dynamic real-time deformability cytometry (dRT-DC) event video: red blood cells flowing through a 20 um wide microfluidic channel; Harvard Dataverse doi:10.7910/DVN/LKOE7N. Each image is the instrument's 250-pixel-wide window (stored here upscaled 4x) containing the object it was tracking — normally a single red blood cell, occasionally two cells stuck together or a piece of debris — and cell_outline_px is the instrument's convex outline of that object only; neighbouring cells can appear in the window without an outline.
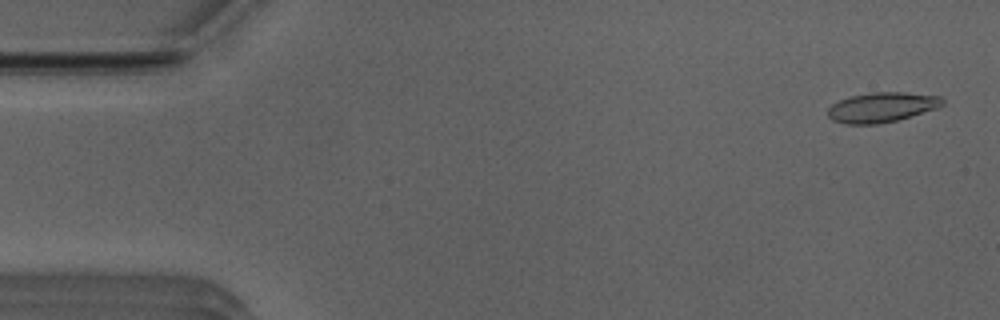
{"species": "Egyptian fruit bat (a non-hibernating species)", "species_latin": "Rousettus aegyptiacus", "temperature_condition": "room temperature", "stored_images_in_passage": 51, "camera_frame_rate_fps": 3000, "um_per_image_px": 0.085, "animal": {"sex": "male"}, "frame": {"image": 1, "passage_image": 2, "time_ms": 0.333, "image_size_px": [1000, 320], "cell_outline_px": [[944, 104], [936, 108], [896, 120], [876, 124], [844, 124], [832, 120], [828, 116], [828, 108], [832, 104], [840, 100], [852, 96], [872, 92], [904, 92], [940, 96], [944, 100]], "centroid_in_image_um": [74.93, 9.11], "position_along_channel_um": 10.1, "area_um2": 19.77}}
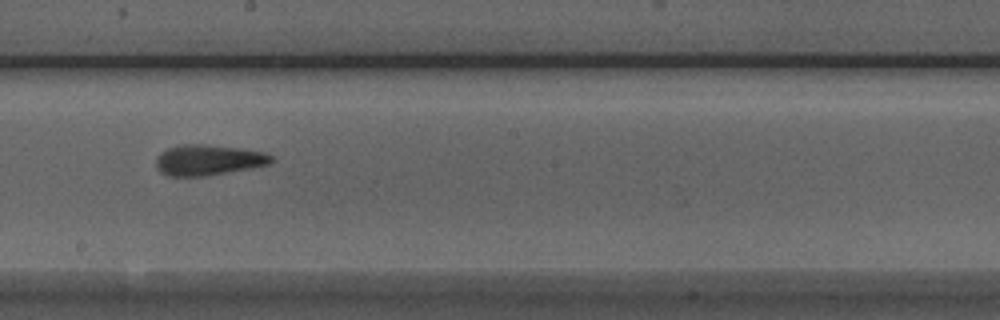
{"frame": {"image": 2, "passage_image": 28, "time_ms": 9.0, "image_size_px": [1000, 320], "cell_outline_px": [[276, 160], [272, 164], [252, 168], [208, 176], [168, 176], [160, 172], [156, 168], [156, 156], [168, 148], [180, 144], [204, 144], [236, 148], [264, 152], [272, 156]], "centroid_in_image_um": [17.72, 13.61], "position_along_channel_um": 230.5, "area_um2": 20.81}}
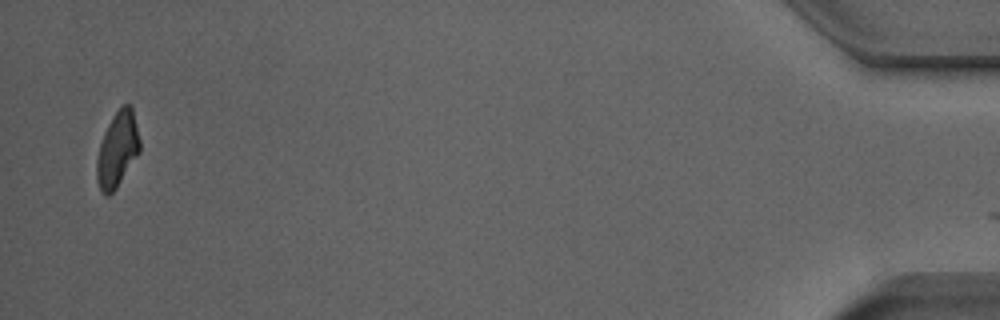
{"frame": {"image": 3, "passage_image": 50, "time_ms": 16.333, "image_size_px": [1000, 320], "cell_outline_px": [[140, 152], [116, 188], [108, 196], [104, 196], [100, 192], [96, 176], [96, 160], [100, 144], [104, 132], [112, 116], [124, 104], [128, 104], [132, 108], [140, 140]], "centroid_in_image_um": [9.97, 12.74], "position_along_channel_um": 425.2, "area_um2": 18.84}, "authors_computed_cell_mechanics": {"area_um2": 19.7676, "velocity_mm_per_s": 3.9472, "shape_relaxation_time_tau1_ms": 4.7479, "shape_relaxation_time_tau2_ms": 3.0983, "deformation_change_tau1": 0.1611, "deformation_change_tau2": 0.1367}}